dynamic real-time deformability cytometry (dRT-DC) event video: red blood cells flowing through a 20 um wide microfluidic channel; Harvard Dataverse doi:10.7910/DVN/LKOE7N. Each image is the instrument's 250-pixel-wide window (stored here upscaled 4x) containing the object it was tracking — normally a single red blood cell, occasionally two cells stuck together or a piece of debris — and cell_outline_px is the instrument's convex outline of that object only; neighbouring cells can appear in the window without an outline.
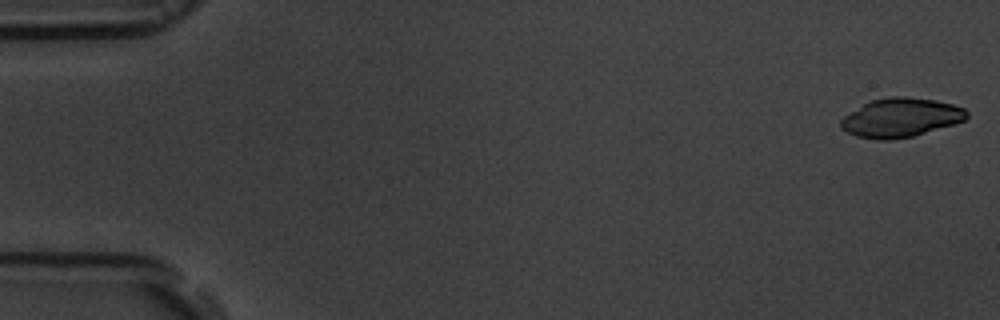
{"species": "common noctule bat (a hibernating species)", "species_latin": "Nyctalus noctula", "temperature_condition": "room temperature", "stored_images_in_passage": 55, "camera_frame_rate_fps": 3000, "um_per_image_px": 0.085, "animal": {"sex": "male", "body_mass_g": 19.5, "forearm_length_mm": 54.6}, "frame": {"image": 1, "passage_image": 1, "time_ms": 0.0, "image_size_px": [1000, 320], "cell_outline_px": [[968, 116], [964, 120], [956, 124], [912, 136], [892, 140], [876, 140], [856, 136], [840, 128], [840, 120], [844, 116], [864, 104], [872, 100], [888, 96], [904, 96], [936, 100], [952, 104], [964, 108], [968, 112]], "centroid_in_image_um": [76.57, 10.0], "position_along_channel_um": 8.4, "area_um2": 28.67}}